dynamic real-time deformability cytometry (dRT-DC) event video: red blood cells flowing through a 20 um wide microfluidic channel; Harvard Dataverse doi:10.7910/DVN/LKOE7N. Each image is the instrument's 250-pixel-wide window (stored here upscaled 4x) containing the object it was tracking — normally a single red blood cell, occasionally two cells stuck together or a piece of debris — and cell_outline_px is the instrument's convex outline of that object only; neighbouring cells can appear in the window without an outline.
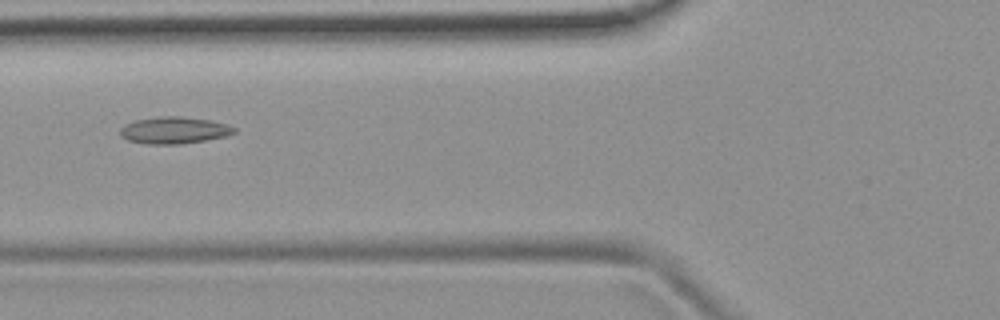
{"species": "common noctule bat (a hibernating species)", "species_latin": "Nyctalus noctula", "temperature_condition": "room temperature", "stored_images_in_passage": 9, "camera_frame_rate_fps": 3000, "um_per_image_px": 0.085, "animal": {"sex": "female", "body_mass_g": 19.9}, "frame": {"image": 1, "passage_image": 6, "time_ms": 6.0, "image_size_px": [1000, 320], "cell_outline_px": [[236, 132], [228, 136], [180, 144], [148, 144], [128, 140], [120, 136], [120, 128], [124, 124], [136, 120], [160, 116], [180, 116], [208, 120], [228, 124], [236, 128]], "centroid_in_image_um": [14.8, 11.07], "position_along_channel_um": 111.0, "area_um2": 17.86}}
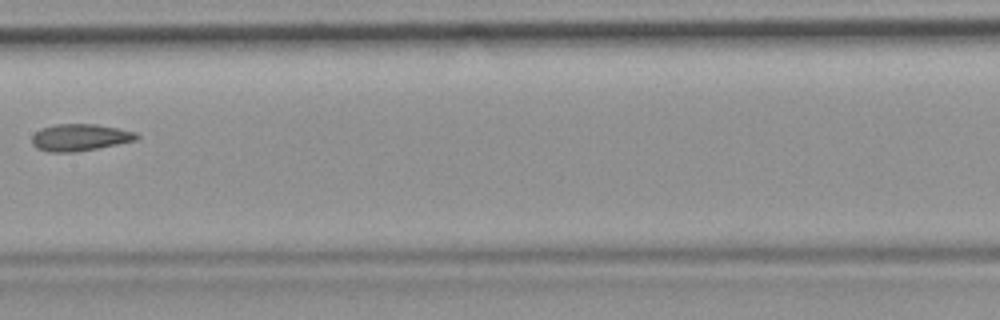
{"frame": {"image": 2, "passage_image": 8, "time_ms": 8.333, "image_size_px": [1000, 320], "cell_outline_px": [[140, 136], [136, 140], [76, 152], [48, 152], [36, 148], [32, 144], [32, 136], [36, 132], [44, 128], [56, 124], [96, 124], [136, 132]], "centroid_in_image_um": [6.78, 11.68], "position_along_channel_um": 200.6, "area_um2": 16.24}}
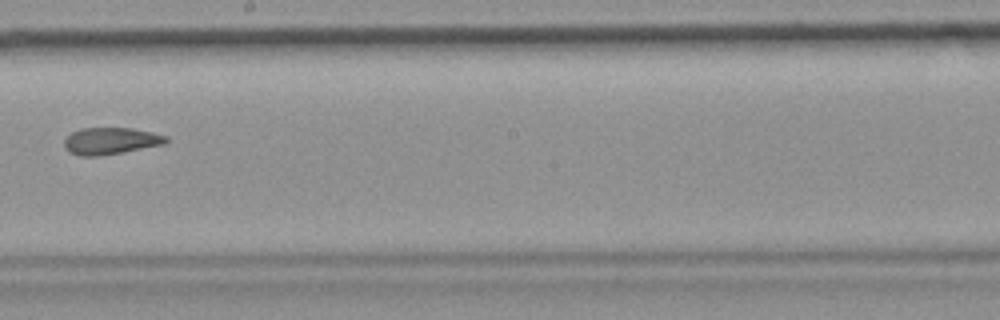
{"frame": {"image": 3, "passage_image": 9, "time_ms": 9.333, "image_size_px": [1000, 320], "cell_outline_px": [[168, 140], [164, 144], [100, 156], [80, 156], [68, 152], [64, 148], [64, 140], [72, 132], [80, 128], [132, 128], [152, 132], [168, 136]], "centroid_in_image_um": [9.38, 11.98], "position_along_channel_um": 238.8, "area_um2": 15.95}}